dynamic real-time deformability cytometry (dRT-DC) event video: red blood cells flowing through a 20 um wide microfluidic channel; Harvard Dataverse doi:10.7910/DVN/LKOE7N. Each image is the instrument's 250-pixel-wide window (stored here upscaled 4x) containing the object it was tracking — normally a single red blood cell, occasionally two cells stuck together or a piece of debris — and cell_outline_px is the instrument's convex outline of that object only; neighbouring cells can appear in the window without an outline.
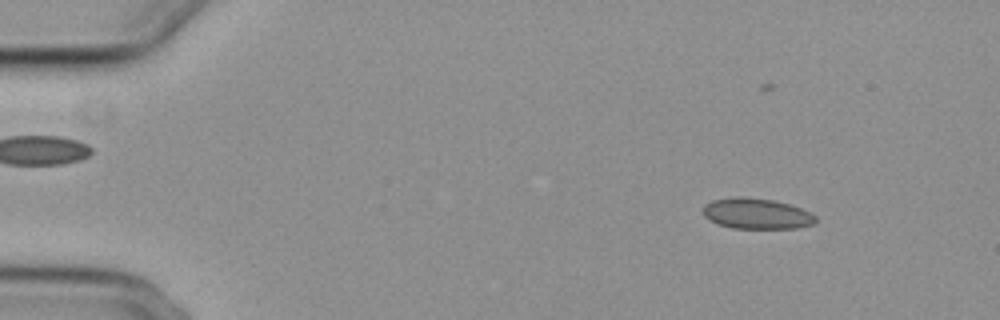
{"species": "common noctule bat (a hibernating species)", "species_latin": "Nyctalus noctula", "temperature_condition": "cold", "stored_images_in_passage": 18, "camera_frame_rate_fps": 3000, "um_per_image_px": 0.085, "animal": {"sex": "female", "body_mass_g": 29.2, "forearm_length_mm": 56.3}, "frame": {"image": 1, "passage_image": 6, "time_ms": 1.667, "image_size_px": [1000, 320], "cell_outline_px": [[816, 224], [796, 228], [732, 228], [708, 220], [704, 216], [704, 204], [712, 200], [736, 196], [740, 196], [772, 200], [788, 204], [812, 212], [816, 216]], "centroid_in_image_um": [64.32, 18.16], "position_along_channel_um": 20.7, "area_um2": 20.17}}
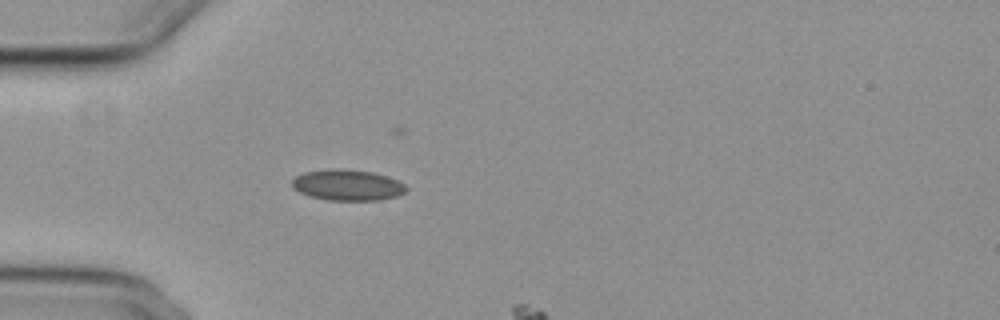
{"frame": {"image": 2, "passage_image": 16, "time_ms": 5.0, "image_size_px": [1000, 320], "cell_outline_px": [[408, 188], [404, 192], [396, 196], [380, 200], [328, 200], [312, 196], [300, 192], [292, 188], [292, 180], [296, 176], [304, 172], [328, 168], [340, 168], [372, 172], [388, 176], [404, 184]], "centroid_in_image_um": [29.52, 15.72], "position_along_channel_um": 55.5, "area_um2": 20.58}}